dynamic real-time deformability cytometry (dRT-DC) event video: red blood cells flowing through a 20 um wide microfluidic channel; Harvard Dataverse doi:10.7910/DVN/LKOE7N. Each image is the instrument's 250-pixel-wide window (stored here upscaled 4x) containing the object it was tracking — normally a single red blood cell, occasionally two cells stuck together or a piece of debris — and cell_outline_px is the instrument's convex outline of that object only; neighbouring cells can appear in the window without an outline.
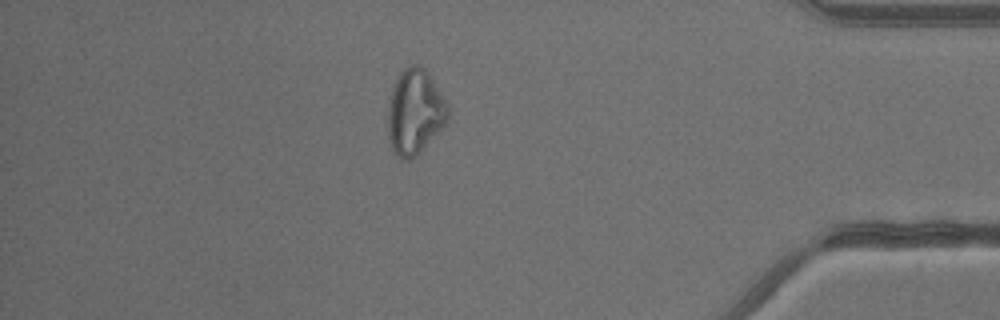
{"species": "common noctule bat (a hibernating species)", "species_latin": "Nyctalus noctula", "temperature_condition": "warm", "stored_images_in_passage": 35, "camera_frame_rate_fps": 3000, "um_per_image_px": 0.085, "animal": {"sex": "male", "body_mass_g": 13.3}, "frame": {"image": 1, "passage_image": 30, "time_ms": 9.667, "image_size_px": [1000, 320], "cell_outline_px": [[448, 120], [420, 152], [416, 156], [408, 160], [400, 160], [396, 156], [392, 148], [388, 136], [388, 108], [392, 92], [396, 80], [400, 72], [408, 64], [416, 64], [424, 68], [428, 72], [448, 104]], "centroid_in_image_um": [35.26, 9.52], "position_along_channel_um": 399.9, "area_um2": 29.65}}